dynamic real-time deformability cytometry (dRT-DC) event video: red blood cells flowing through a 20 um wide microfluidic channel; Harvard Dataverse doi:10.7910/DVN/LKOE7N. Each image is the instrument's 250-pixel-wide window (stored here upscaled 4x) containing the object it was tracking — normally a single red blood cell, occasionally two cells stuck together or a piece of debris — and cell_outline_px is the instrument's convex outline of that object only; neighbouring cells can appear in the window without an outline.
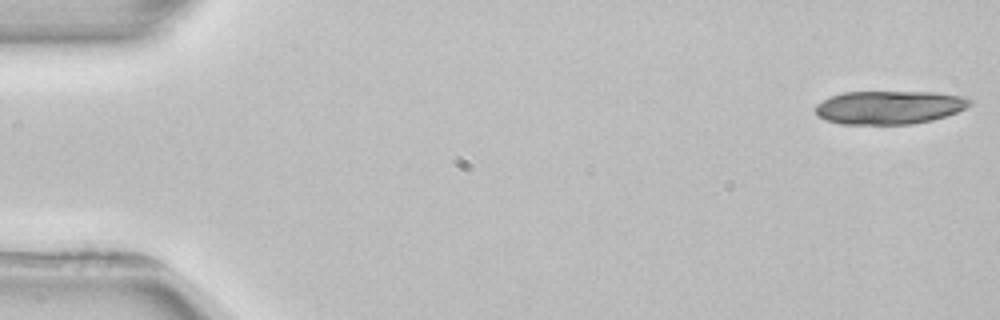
{"species": "common noctule bat (a hibernating species)", "species_latin": "Nyctalus noctula", "temperature_condition": "room temperature", "stored_images_in_passage": 5, "segment_of_instrument_passage": [1, 2], "camera_frame_rate_fps": 3000, "um_per_image_px": 0.085, "animal": {"sex": "female", "body_mass_g": 22.7, "forearm_length_mm": 54.2}, "frame": {"image": 1, "passage_image": 1, "time_ms": 0.0, "image_size_px": [1000, 320], "cell_outline_px": [[972, 104], [956, 112], [932, 120], [912, 124], [840, 124], [824, 120], [816, 116], [812, 108], [816, 104], [832, 96], [844, 92], [936, 92], [960, 96], [972, 100]], "centroid_in_image_um": [75.52, 9.13], "position_along_channel_um": 9.5, "area_um2": 30.17}}